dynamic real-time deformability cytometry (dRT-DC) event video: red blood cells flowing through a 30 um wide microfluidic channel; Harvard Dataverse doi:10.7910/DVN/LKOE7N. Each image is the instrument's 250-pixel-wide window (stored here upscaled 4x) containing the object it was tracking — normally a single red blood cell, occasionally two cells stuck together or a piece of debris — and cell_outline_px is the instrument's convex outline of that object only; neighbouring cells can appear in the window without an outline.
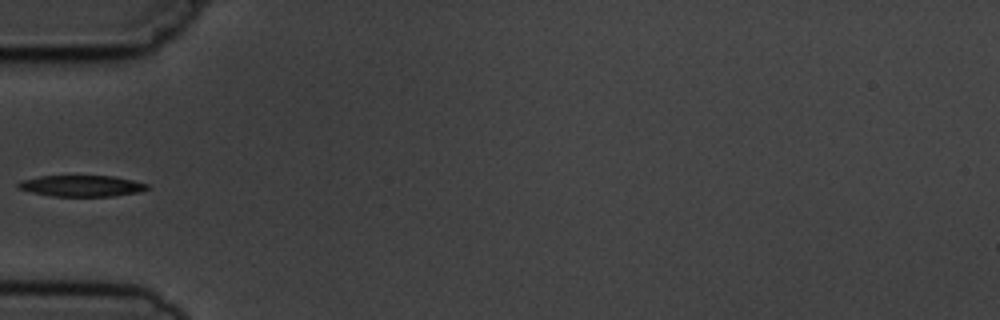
{"species": "common noctule bat (a hibernating species)", "species_latin": "Nyctalus noctula", "temperature_condition": "cold", "stored_images_in_passage": 5, "camera_frame_rate_fps": 3000, "um_per_image_px": 0.085, "animal": {"sex": "male", "body_mass_g": 19.5, "forearm_length_mm": 54.6}, "frame": {"image": 1, "passage_image": 5, "time_ms": 6.333, "image_size_px": [1000, 320], "cell_outline_px": [[152, 188], [140, 192], [112, 196], [52, 196], [32, 192], [20, 188], [16, 184], [20, 180], [40, 176], [112, 176], [132, 180], [148, 184]], "centroid_in_image_um": [6.97, 15.8], "position_along_channel_um": 78.0, "area_um2": 15.9}}